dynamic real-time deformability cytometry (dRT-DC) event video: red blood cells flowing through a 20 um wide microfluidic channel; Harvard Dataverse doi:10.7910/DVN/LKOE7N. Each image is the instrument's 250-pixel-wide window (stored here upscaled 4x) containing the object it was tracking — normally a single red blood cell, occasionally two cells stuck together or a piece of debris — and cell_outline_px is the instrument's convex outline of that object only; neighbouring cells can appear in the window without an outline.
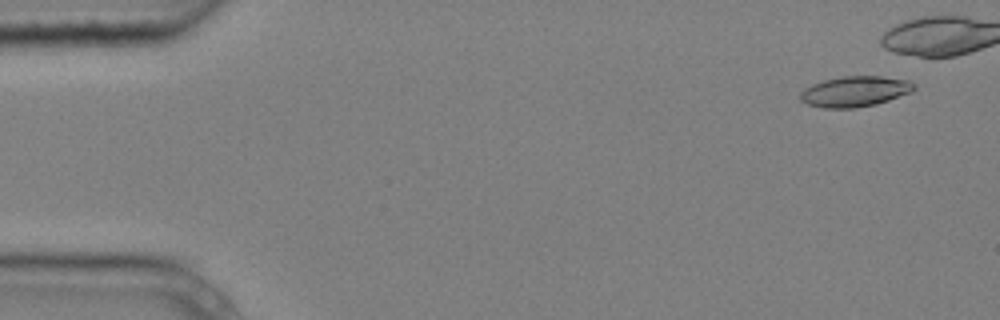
{"species": "common noctule bat (a hibernating species)", "species_latin": "Nyctalus noctula", "temperature_condition": "cold", "stored_images_in_passage": 8, "camera_frame_rate_fps": 3000, "um_per_image_px": 0.085, "animal": {"sex": "male", "body_mass_g": 20.4}, "frame": {"image": 1, "passage_image": 1, "time_ms": 0.0, "image_size_px": [1000, 320], "cell_outline_px": [[916, 88], [912, 92], [876, 104], [856, 108], [824, 108], [808, 104], [800, 100], [800, 92], [804, 88], [812, 84], [824, 80], [844, 76], [880, 76], [908, 80], [916, 84]], "centroid_in_image_um": [72.68, 7.77], "position_along_channel_um": 12.3, "area_um2": 20.29}}